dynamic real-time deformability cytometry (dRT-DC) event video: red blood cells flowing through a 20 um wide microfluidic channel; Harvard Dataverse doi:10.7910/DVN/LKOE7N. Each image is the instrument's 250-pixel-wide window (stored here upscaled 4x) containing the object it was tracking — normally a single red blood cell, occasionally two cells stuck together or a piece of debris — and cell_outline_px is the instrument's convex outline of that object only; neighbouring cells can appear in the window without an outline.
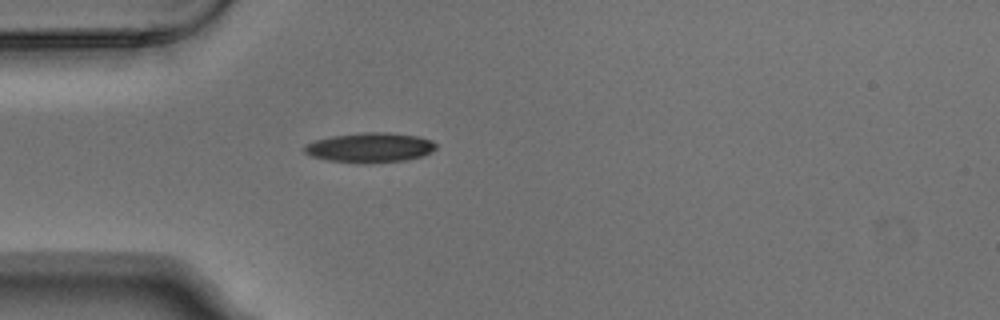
{"species": "Egyptian fruit bat (a non-hibernating species)", "species_latin": "Rousettus aegyptiacus", "temperature_condition": "warm", "stored_images_in_passage": 1, "camera_frame_rate_fps": 3000, "um_per_image_px": 0.085, "animal": {"sex": "male"}, "frame": {"image": 1, "passage_image": 1, "time_ms": 0.0, "image_size_px": [1000, 320], "cell_outline_px": [[436, 148], [432, 152], [420, 156], [404, 160], [364, 164], [328, 160], [312, 156], [304, 152], [304, 144], [316, 140], [332, 136], [364, 132], [388, 132], [416, 136], [432, 140], [436, 144]], "centroid_in_image_um": [31.44, 12.54], "position_along_channel_um": 53.6, "area_um2": 22.77}}